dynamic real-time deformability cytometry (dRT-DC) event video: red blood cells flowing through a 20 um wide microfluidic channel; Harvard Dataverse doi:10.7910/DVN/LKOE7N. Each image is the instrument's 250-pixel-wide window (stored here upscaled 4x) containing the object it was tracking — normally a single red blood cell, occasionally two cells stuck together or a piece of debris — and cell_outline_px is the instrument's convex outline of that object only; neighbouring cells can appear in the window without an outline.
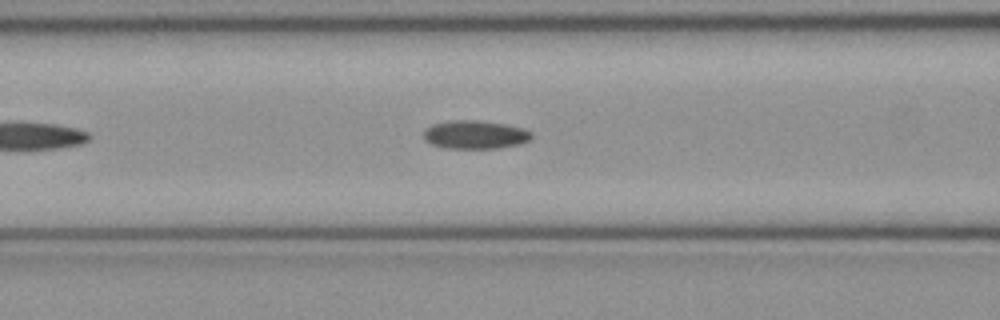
{"species": "common noctule bat (a hibernating species)", "species_latin": "Nyctalus noctula", "temperature_condition": "cold", "stored_images_in_passage": 40, "camera_frame_rate_fps": 3000, "um_per_image_px": 0.085, "animal": {"sex": "female", "body_mass_g": 21.9}, "frame": {"image": 1, "passage_image": 9, "time_ms": 2.667, "image_size_px": [1000, 320], "cell_outline_px": [[532, 136], [528, 140], [520, 144], [496, 148], [448, 148], [432, 144], [424, 140], [424, 128], [432, 124], [452, 120], [480, 120], [504, 124], [524, 128], [532, 132]], "centroid_in_image_um": [40.37, 11.43], "position_along_channel_um": 126.2, "area_um2": 17.86}}
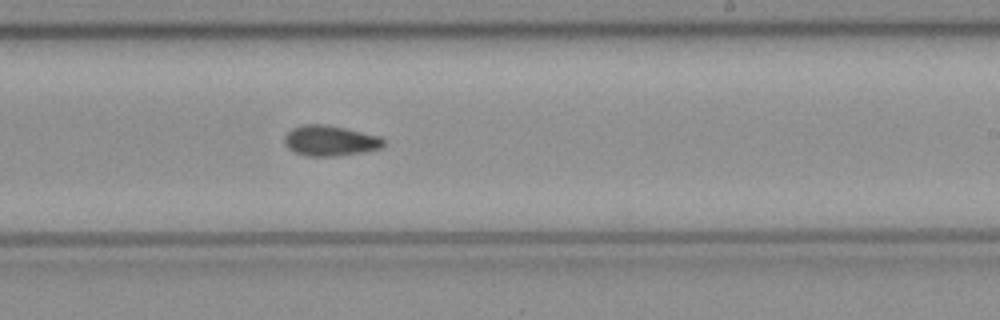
{"frame": {"image": 2, "passage_image": 19, "time_ms": 6.0, "image_size_px": [1000, 320], "cell_outline_px": [[384, 144], [380, 148], [364, 152], [336, 156], [308, 156], [296, 152], [288, 148], [284, 144], [284, 136], [292, 128], [300, 124], [324, 124], [344, 128], [380, 136], [384, 140]], "centroid_in_image_um": [28.03, 11.95], "position_along_channel_um": 261.0, "area_um2": 17.57}}
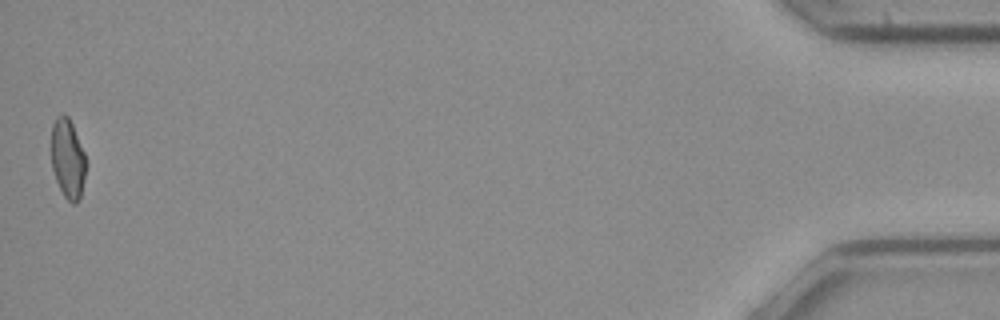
{"frame": {"image": 3, "passage_image": 39, "time_ms": 12.667, "image_size_px": [1000, 320], "cell_outline_px": [[88, 164], [80, 196], [76, 204], [72, 204], [64, 196], [56, 180], [52, 168], [52, 124], [56, 116], [60, 112], [68, 116], [72, 124], [88, 160]], "centroid_in_image_um": [5.78, 13.47], "position_along_channel_um": 429.4, "area_um2": 16.3}}